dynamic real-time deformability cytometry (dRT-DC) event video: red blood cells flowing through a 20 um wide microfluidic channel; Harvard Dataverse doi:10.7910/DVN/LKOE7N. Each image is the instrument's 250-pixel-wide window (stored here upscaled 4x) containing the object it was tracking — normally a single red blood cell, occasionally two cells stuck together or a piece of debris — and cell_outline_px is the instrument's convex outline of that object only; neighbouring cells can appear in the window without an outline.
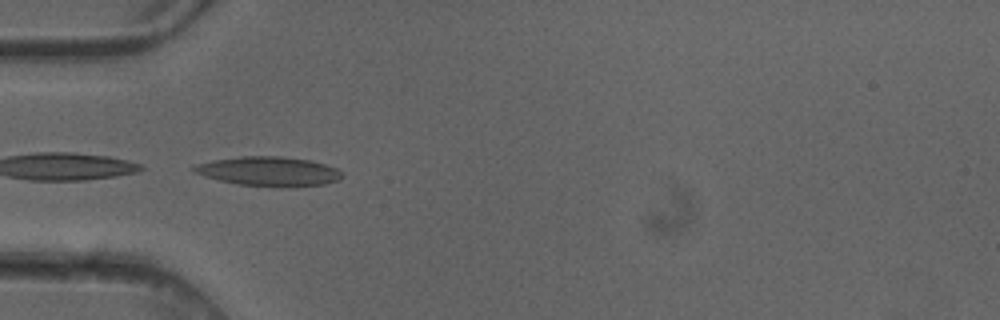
{"species": "common noctule bat (a hibernating species)", "species_latin": "Nyctalus noctula", "temperature_condition": "cold", "stored_images_in_passage": 6, "camera_frame_rate_fps": 3000, "um_per_image_px": 0.085, "animal": {"sex": "female"}, "frame": {"image": 1, "passage_image": 4, "time_ms": 1.0, "image_size_px": [1000, 320], "cell_outline_px": [[344, 176], [340, 180], [324, 184], [288, 188], [236, 184], [204, 176], [192, 172], [192, 168], [196, 164], [212, 160], [240, 156], [280, 156], [312, 160], [336, 168], [344, 172]], "centroid_in_image_um": [22.88, 14.57], "position_along_channel_um": 62.1, "area_um2": 25.78}}
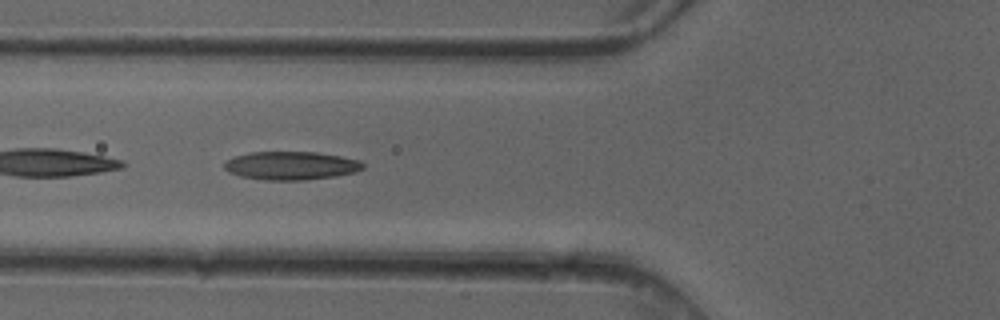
{"frame": {"image": 2, "passage_image": 5, "time_ms": 1.333, "image_size_px": [1000, 320], "cell_outline_px": [[364, 168], [356, 172], [336, 176], [304, 180], [264, 180], [240, 176], [228, 172], [224, 168], [224, 164], [228, 160], [236, 156], [252, 152], [316, 152], [340, 156], [360, 160], [364, 164]], "centroid_in_image_um": [24.77, 14.08], "position_along_channel_um": 101.0, "area_um2": 22.89}}
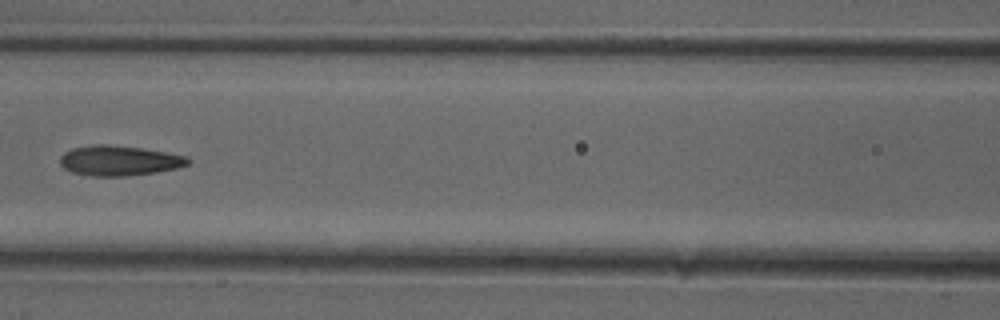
{"frame": {"image": 3, "passage_image": 6, "time_ms": 1.667, "image_size_px": [1000, 320], "cell_outline_px": [[192, 160], [188, 164], [176, 168], [156, 172], [124, 176], [92, 176], [72, 172], [64, 168], [60, 164], [60, 156], [64, 152], [72, 148], [92, 144], [108, 144], [140, 148], [188, 156]], "centroid_in_image_um": [10.11, 13.64], "position_along_channel_um": 156.5, "area_um2": 22.43}}